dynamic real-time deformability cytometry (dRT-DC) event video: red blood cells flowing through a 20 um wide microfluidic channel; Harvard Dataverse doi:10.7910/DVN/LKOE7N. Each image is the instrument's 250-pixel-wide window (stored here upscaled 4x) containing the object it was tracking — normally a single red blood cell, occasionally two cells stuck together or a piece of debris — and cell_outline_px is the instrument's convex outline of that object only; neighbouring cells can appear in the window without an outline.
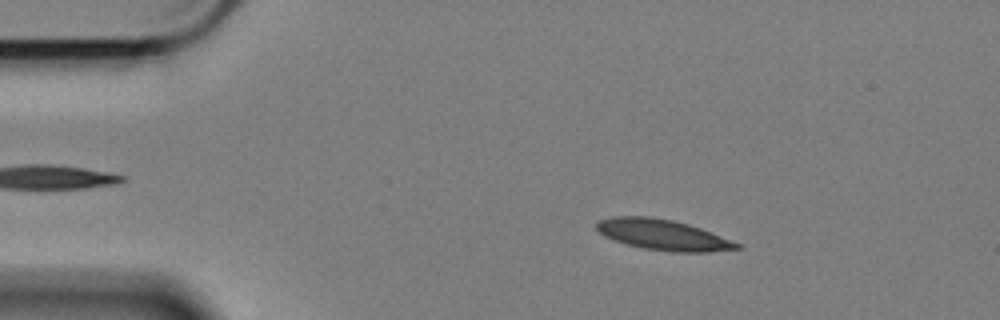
{"species": "Egyptian fruit bat (a non-hibernating species)", "species_latin": "Rousettus aegyptiacus", "temperature_condition": "cold", "stored_images_in_passage": 58, "camera_frame_rate_fps": 3000, "um_per_image_px": 0.085, "animal": {"sex": "female"}, "frame": {"image": 1, "passage_image": 9, "time_ms": 2.667, "image_size_px": [1000, 320], "cell_outline_px": [[744, 248], [708, 252], [672, 252], [640, 248], [612, 240], [604, 236], [596, 228], [596, 220], [612, 216], [648, 216], [672, 220], [688, 224], [700, 228], [744, 244]], "centroid_in_image_um": [56.36, 19.96], "position_along_channel_um": 28.6, "area_um2": 25.43}}
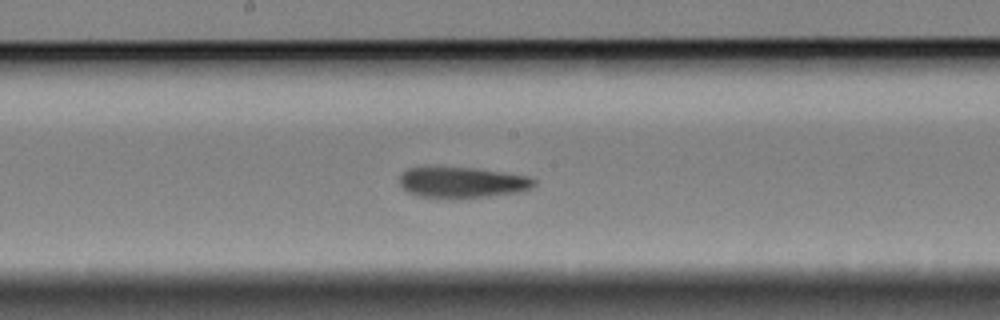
{"frame": {"image": 2, "passage_image": 30, "time_ms": 9.667, "image_size_px": [1000, 320], "cell_outline_px": [[536, 184], [532, 188], [512, 192], [488, 196], [460, 200], [452, 200], [416, 196], [408, 192], [400, 184], [400, 176], [408, 168], [436, 164], [472, 168], [528, 176], [536, 180]], "centroid_in_image_um": [39.18, 15.5], "position_along_channel_um": 209.0, "area_um2": 25.09}}
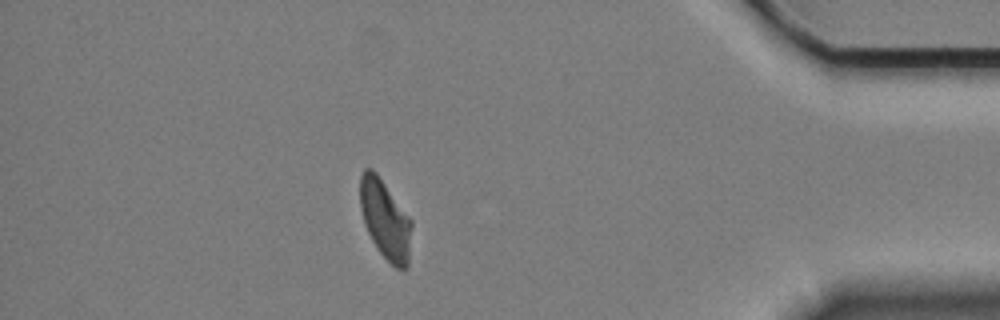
{"frame": {"image": 3, "passage_image": 51, "time_ms": 16.667, "image_size_px": [1000, 320], "cell_outline_px": [[412, 224], [408, 264], [404, 268], [396, 268], [380, 252], [372, 240], [364, 224], [360, 208], [360, 176], [364, 168], [372, 168], [376, 172], [412, 220]], "centroid_in_image_um": [32.73, 18.62], "position_along_channel_um": 402.5, "area_um2": 23.58}, "authors_computed_cell_mechanics": {"area_um2": 24.8251, "velocity_mm_per_s": 3.348, "shape_relaxation_time_tau1_ms": 7.2421, "shape_relaxation_time_tau2_ms": 4.3328, "deformation_change_tau1": 0.1612, "deformation_change_tau2": 0.116}}